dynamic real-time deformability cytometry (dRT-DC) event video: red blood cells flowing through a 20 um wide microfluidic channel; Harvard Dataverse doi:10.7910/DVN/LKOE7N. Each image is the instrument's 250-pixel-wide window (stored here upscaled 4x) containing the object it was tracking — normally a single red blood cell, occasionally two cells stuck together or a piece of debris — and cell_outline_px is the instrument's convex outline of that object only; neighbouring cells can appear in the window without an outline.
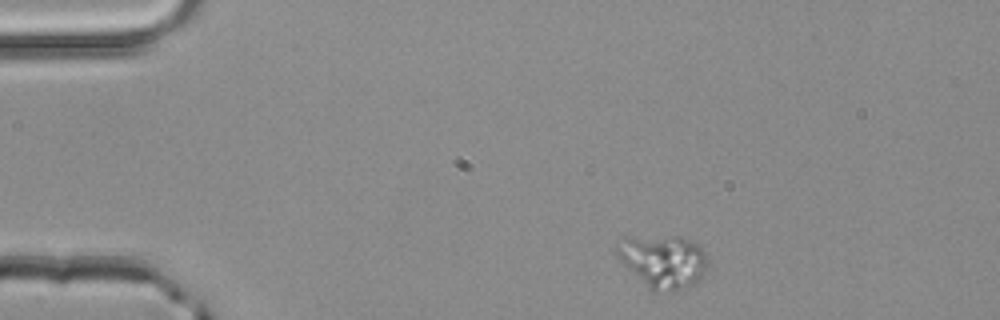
{"species": "common noctule bat (a hibernating species)", "species_latin": "Nyctalus noctula", "temperature_condition": "room temperature", "stored_images_in_passage": 2, "camera_frame_rate_fps": 3000, "um_per_image_px": 0.085, "animal": {"sex": "male", "body_mass_g": 20.4}, "frame": {"image": 1, "passage_image": 1, "time_ms": 0.0, "image_size_px": [1000, 320], "cell_outline_px": [[708, 264], [696, 288], [676, 292], [652, 292], [612, 252], [616, 244], [624, 240], [668, 236], [680, 236], [692, 240], [708, 256]], "centroid_in_image_um": [56.44, 22.29], "position_along_channel_um": 28.6, "area_um2": 28.5}}